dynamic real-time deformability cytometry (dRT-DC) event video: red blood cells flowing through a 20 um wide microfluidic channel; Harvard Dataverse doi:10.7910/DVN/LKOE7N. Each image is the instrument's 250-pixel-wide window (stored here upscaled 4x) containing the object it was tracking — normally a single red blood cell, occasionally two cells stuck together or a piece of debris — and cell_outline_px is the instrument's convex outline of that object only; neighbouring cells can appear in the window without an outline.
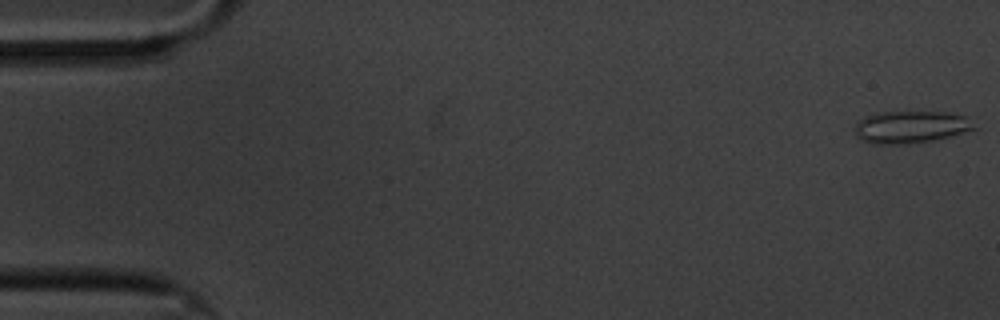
{"species": "common noctule bat (a hibernating species)", "species_latin": "Nyctalus noctula", "temperature_condition": "cold", "stored_images_in_passage": 60, "camera_frame_rate_fps": 3000, "um_per_image_px": 0.085, "animal": {"sex": "male", "body_mass_g": 20.1, "forearm_length_mm": 53.5}, "frame": {"image": 1, "passage_image": 1, "time_ms": 0.0, "image_size_px": [1000, 320], "cell_outline_px": [[976, 128], [948, 136], [932, 140], [900, 144], [872, 144], [856, 136], [856, 124], [864, 116], [880, 112], [948, 112], [964, 116]], "centroid_in_image_um": [77.35, 10.79], "position_along_channel_um": 7.6, "area_um2": 21.91}}
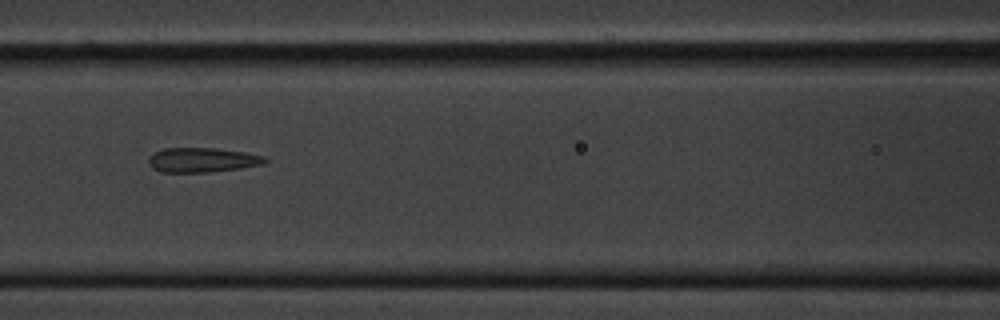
{"frame": {"image": 2, "passage_image": 26, "time_ms": 8.333, "image_size_px": [1000, 320], "cell_outline_px": [[268, 160], [264, 164], [240, 168], [208, 172], [160, 172], [152, 168], [148, 164], [148, 160], [156, 152], [164, 148], [216, 148], [244, 152], [264, 156]], "centroid_in_image_um": [17.2, 13.6], "position_along_channel_um": 149.4, "area_um2": 16.59}}
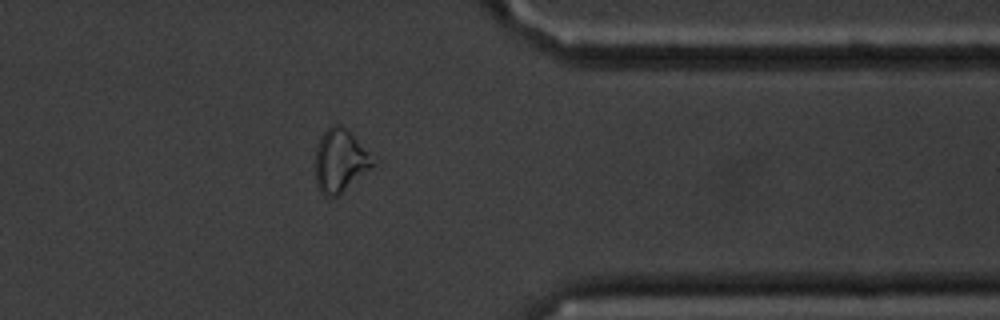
{"frame": {"image": 3, "passage_image": 48, "time_ms": 15.667, "image_size_px": [1000, 320], "cell_outline_px": [[380, 160], [376, 164], [336, 196], [324, 196], [320, 192], [316, 184], [316, 144], [324, 132], [332, 124], [340, 124], [352, 132]], "centroid_in_image_um": [28.97, 13.61], "position_along_channel_um": 382.4, "area_um2": 21.56}, "authors_computed_cell_mechanics": {"area_um2": 18.2359, "velocity_mm_per_s": 3.3294, "shape_relaxation_time_tau1_ms": null, "shape_relaxation_time_tau2_ms": 2.447, "deformation_change_tau1": null, "deformation_change_tau2": 0.0913}}